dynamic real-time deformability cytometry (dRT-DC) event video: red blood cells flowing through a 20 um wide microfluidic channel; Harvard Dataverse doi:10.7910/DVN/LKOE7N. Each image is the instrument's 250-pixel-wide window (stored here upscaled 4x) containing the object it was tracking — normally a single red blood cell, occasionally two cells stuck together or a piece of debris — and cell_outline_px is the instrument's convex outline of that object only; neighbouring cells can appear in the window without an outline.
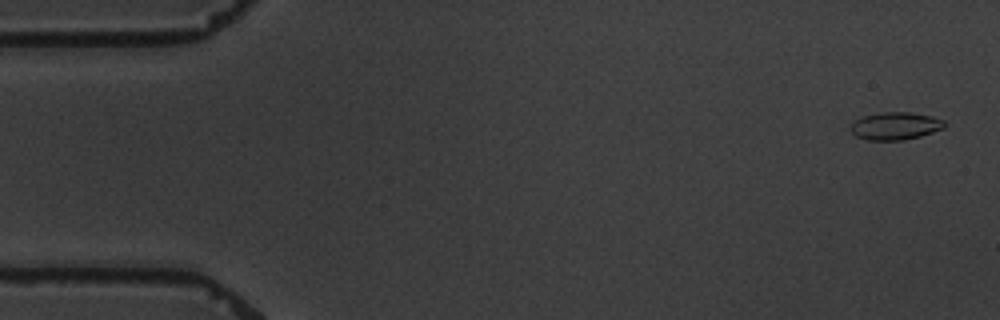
{"species": "common noctule bat (a hibernating species)", "species_latin": "Nyctalus noctula", "temperature_condition": "warm", "stored_images_in_passage": 5, "camera_frame_rate_fps": 3000, "um_per_image_px": 0.085, "animal": {"sex": "male", "body_mass_g": 19.5, "forearm_length_mm": 54.6}, "frame": {"image": 1, "passage_image": 1, "time_ms": 0.0, "image_size_px": [1000, 320], "cell_outline_px": [[944, 128], [920, 136], [904, 140], [868, 140], [856, 136], [848, 128], [856, 120], [864, 116], [880, 112], [912, 112], [932, 116], [944, 120]], "centroid_in_image_um": [76.1, 10.7], "position_along_channel_um": 8.9, "area_um2": 15.09}}